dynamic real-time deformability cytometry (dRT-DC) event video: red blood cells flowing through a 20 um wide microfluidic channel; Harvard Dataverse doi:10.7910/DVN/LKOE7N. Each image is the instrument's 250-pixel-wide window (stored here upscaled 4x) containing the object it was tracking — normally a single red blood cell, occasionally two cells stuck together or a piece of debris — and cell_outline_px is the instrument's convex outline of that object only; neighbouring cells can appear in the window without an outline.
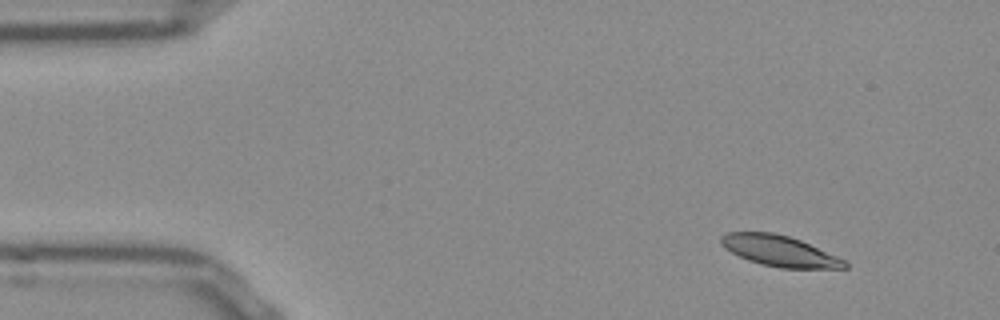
{"species": "Egyptian fruit bat (a non-hibernating species)", "species_latin": "Rousettus aegyptiacus", "temperature_condition": "room temperature", "stored_images_in_passage": 49, "segment_of_instrument_passage": [1, 2], "camera_frame_rate_fps": 3000, "um_per_image_px": 0.085, "frame": {"image": 1, "passage_image": 1, "time_ms": 0.0, "image_size_px": [1000, 320], "cell_outline_px": [[848, 268], [780, 268], [760, 264], [748, 260], [724, 248], [720, 244], [720, 236], [728, 232], [772, 232], [788, 236], [800, 240], [836, 256], [844, 260], [848, 264]], "centroid_in_image_um": [66.22, 21.33], "position_along_channel_um": 18.8, "area_um2": 22.02}}
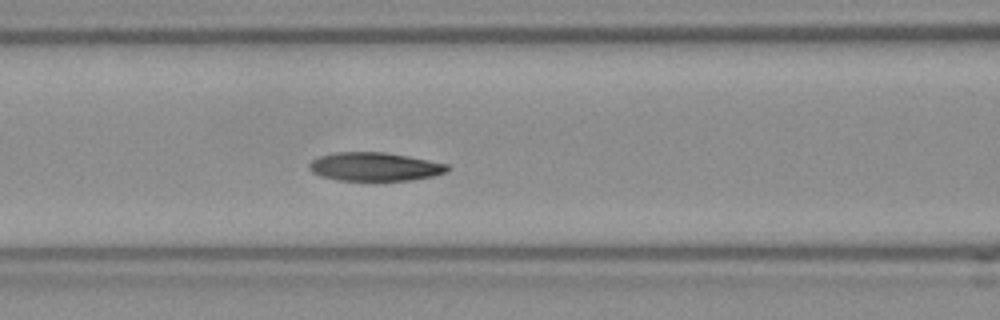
{"frame": {"image": 2, "passage_image": 17, "time_ms": 5.333, "image_size_px": [1000, 320], "cell_outline_px": [[452, 168], [448, 172], [432, 176], [412, 180], [336, 180], [320, 176], [312, 172], [308, 168], [308, 164], [312, 160], [320, 156], [336, 152], [384, 152], [408, 156], [448, 164]], "centroid_in_image_um": [31.86, 14.17], "position_along_channel_um": 134.7, "area_um2": 23.06}}
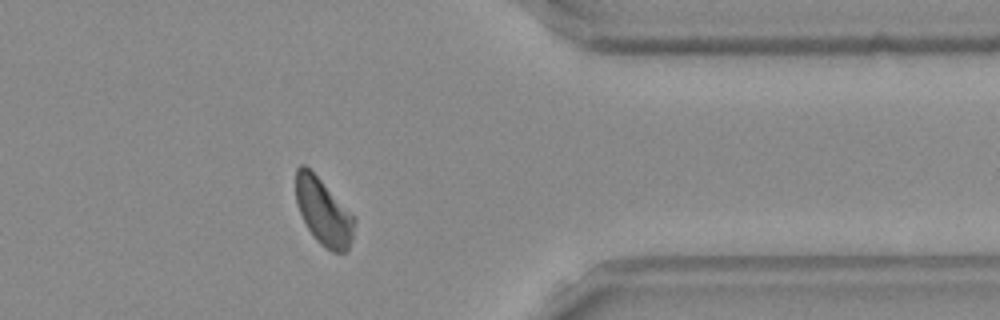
{"frame": {"image": 3, "passage_image": 38, "time_ms": 12.333, "image_size_px": [1000, 320], "cell_outline_px": [[356, 220], [352, 240], [348, 248], [344, 252], [332, 252], [320, 244], [316, 240], [308, 228], [296, 204], [296, 168], [300, 164], [304, 164], [356, 216]], "centroid_in_image_um": [27.52, 18.02], "position_along_channel_um": 383.9, "area_um2": 22.6}}